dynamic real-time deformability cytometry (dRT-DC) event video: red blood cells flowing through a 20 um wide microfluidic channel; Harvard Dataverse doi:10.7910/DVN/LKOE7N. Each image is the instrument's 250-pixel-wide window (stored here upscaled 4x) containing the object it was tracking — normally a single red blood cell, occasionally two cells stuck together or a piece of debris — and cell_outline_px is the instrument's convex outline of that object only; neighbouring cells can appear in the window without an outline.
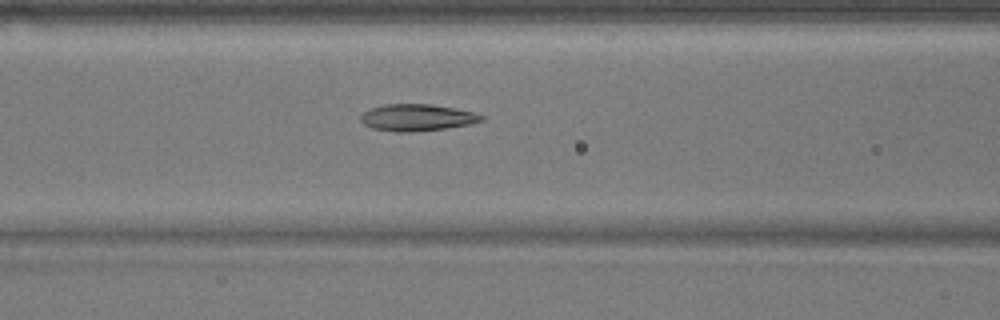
{"species": "common noctule bat (a hibernating species)", "species_latin": "Nyctalus noctula", "temperature_condition": "warm", "stored_images_in_passage": 39, "camera_frame_rate_fps": 3000, "um_per_image_px": 0.085, "animal": {"sex": "male", "body_mass_g": 17.9}, "frame": {"image": 1, "passage_image": 9, "time_ms": 2.667, "image_size_px": [1000, 320], "cell_outline_px": [[484, 120], [468, 124], [444, 128], [412, 132], [396, 132], [372, 128], [364, 124], [360, 120], [360, 116], [364, 112], [372, 108], [384, 104], [432, 104], [472, 112], [484, 116]], "centroid_in_image_um": [35.41, 9.99], "position_along_channel_um": 131.2, "area_um2": 18.61}}
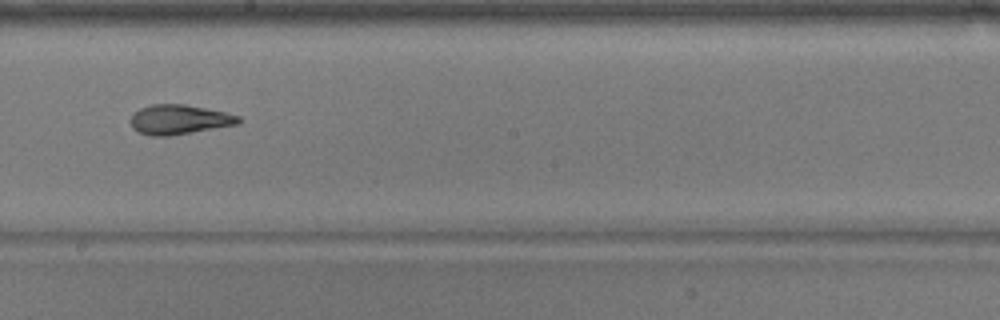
{"frame": {"image": 2, "passage_image": 17, "time_ms": 5.333, "image_size_px": [1000, 320], "cell_outline_px": [[244, 120], [240, 124], [168, 136], [152, 136], [136, 132], [132, 128], [132, 116], [140, 108], [152, 104], [184, 104], [224, 112], [240, 116]], "centroid_in_image_um": [15.26, 10.17], "position_along_channel_um": 232.9, "area_um2": 18.61}}
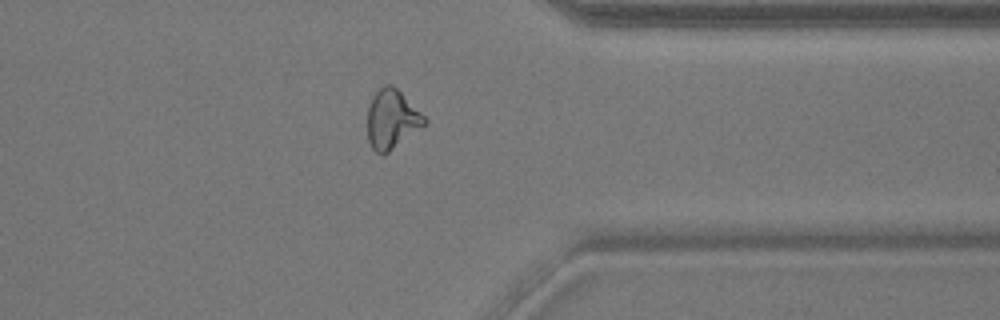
{"frame": {"image": 3, "passage_image": 29, "time_ms": 9.333, "image_size_px": [1000, 320], "cell_outline_px": [[428, 124], [384, 156], [380, 156], [372, 148], [368, 140], [368, 108], [372, 96], [384, 84], [392, 84], [428, 120]], "centroid_in_image_um": [33.31, 10.18], "position_along_channel_um": 378.1, "area_um2": 19.83}}